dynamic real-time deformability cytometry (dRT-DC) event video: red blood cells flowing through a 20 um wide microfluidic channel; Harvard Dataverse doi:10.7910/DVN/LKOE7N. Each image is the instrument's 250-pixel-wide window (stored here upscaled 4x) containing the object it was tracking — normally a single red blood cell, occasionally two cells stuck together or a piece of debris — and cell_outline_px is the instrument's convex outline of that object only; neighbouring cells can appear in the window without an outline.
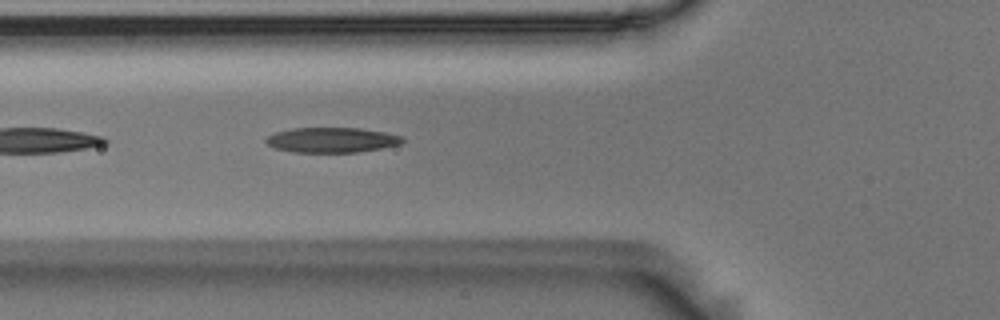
{"species": "Egyptian fruit bat (a non-hibernating species)", "species_latin": "Rousettus aegyptiacus", "temperature_condition": "room temperature", "stored_images_in_passage": 15, "camera_frame_rate_fps": 3000, "um_per_image_px": 0.085, "animal": {"sex": "male"}, "frame": {"image": 1, "passage_image": 5, "time_ms": 1.333, "image_size_px": [1000, 320], "cell_outline_px": [[404, 140], [400, 144], [380, 148], [356, 152], [292, 152], [276, 148], [268, 144], [264, 140], [268, 136], [276, 132], [292, 128], [360, 128], [384, 132], [404, 136]], "centroid_in_image_um": [28.21, 11.89], "position_along_channel_um": 97.6, "area_um2": 19.83}}